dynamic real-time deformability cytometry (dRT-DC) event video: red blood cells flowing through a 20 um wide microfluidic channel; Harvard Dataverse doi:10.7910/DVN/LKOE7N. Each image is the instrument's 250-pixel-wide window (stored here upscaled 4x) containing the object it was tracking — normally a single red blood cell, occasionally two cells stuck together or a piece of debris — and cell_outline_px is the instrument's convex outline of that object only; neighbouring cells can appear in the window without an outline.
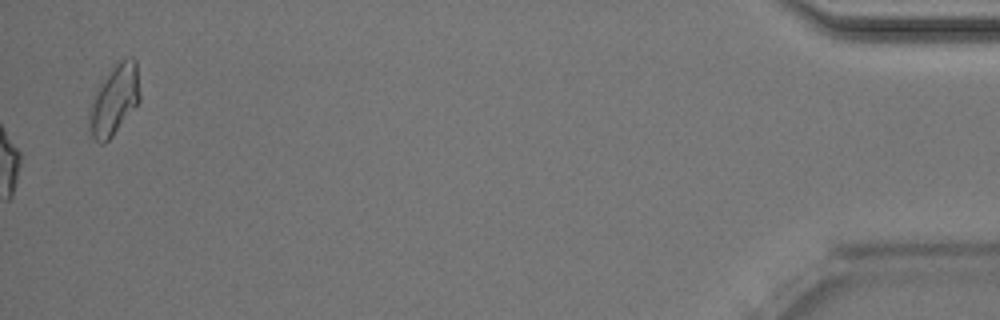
{"species": "Egyptian fruit bat (a non-hibernating species)", "species_latin": "Rousettus aegyptiacus", "temperature_condition": "room temperature", "stored_images_in_passage": 34, "camera_frame_rate_fps": 3000, "um_per_image_px": 0.085, "animal": {"sex": "male"}, "frame": {"image": 1, "passage_image": 34, "time_ms": 11.0, "image_size_px": [1000, 320], "cell_outline_px": [[140, 100], [112, 136], [104, 144], [100, 144], [92, 136], [88, 112], [92, 96], [104, 76], [120, 60], [132, 56], [136, 60], [140, 92]], "centroid_in_image_um": [9.71, 8.46], "position_along_channel_um": 425.5, "area_um2": 20.58}, "authors_computed_cell_mechanics": {"area_um2": 19.4208, "velocity_mm_per_s": 4.0494, "shape_relaxation_time_tau1_ms": 2.1354, "shape_relaxation_time_tau2_ms": 2.5626, "deformation_change_tau1": 0.1626, "deformation_change_tau2": 0.1107}}